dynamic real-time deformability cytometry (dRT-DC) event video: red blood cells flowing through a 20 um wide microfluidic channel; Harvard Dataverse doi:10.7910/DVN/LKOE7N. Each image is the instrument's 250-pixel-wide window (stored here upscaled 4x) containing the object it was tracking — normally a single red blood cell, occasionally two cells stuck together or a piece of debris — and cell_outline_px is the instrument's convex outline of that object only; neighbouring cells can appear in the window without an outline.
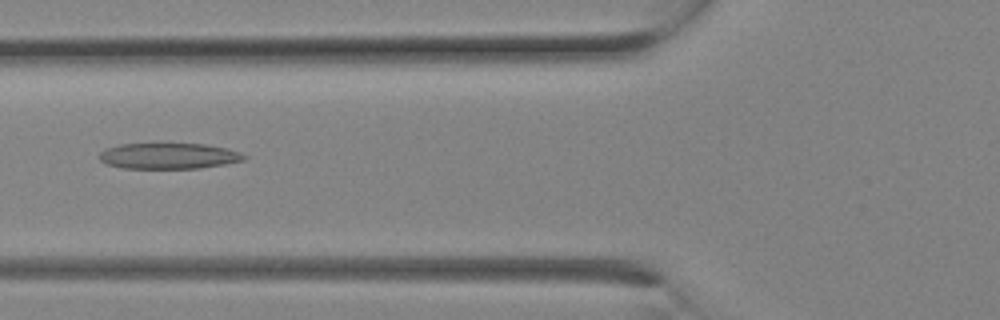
{"species": "Egyptian fruit bat (a non-hibernating species)", "species_latin": "Rousettus aegyptiacus", "temperature_condition": "room temperature", "stored_images_in_passage": 9, "camera_frame_rate_fps": 3000, "um_per_image_px": 0.085, "animal": {"sex": "female"}, "frame": {"image": 1, "passage_image": 8, "time_ms": 2.333, "image_size_px": [1000, 320], "cell_outline_px": [[248, 156], [244, 160], [224, 164], [200, 168], [124, 168], [104, 164], [96, 156], [104, 148], [120, 144], [204, 144], [228, 148], [240, 152]], "centroid_in_image_um": [14.3, 13.25], "position_along_channel_um": 111.5, "area_um2": 21.96}}